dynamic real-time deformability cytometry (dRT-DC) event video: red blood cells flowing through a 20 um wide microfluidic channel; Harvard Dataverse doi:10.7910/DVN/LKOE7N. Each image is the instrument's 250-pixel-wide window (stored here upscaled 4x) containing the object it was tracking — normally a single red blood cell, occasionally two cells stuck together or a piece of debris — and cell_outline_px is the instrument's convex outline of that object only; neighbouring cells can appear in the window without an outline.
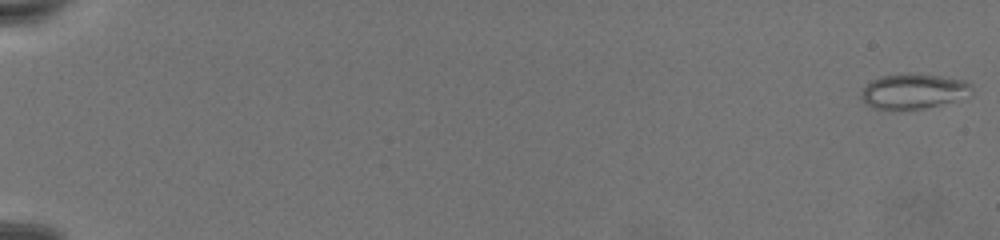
{"species": "common noctule bat (a hibernating species)", "species_latin": "Nyctalus noctula", "temperature_condition": "warm", "stored_images_in_passage": 76, "camera_frame_rate_fps": 3000, "um_per_image_px": 0.085, "animal": {"sex": "female", "body_mass_g": 19.5, "forearm_length_mm": 54.1}, "frame": {"image": 1, "passage_image": 1, "time_ms": 0.0, "image_size_px": [1000, 240], "cell_outline_px": [[972, 96], [924, 108], [872, 108], [860, 96], [860, 92], [872, 80], [884, 76], [912, 72], [940, 76], [964, 80], [972, 84]], "centroid_in_image_um": [77.71, 7.73], "position_along_channel_um": 7.3, "area_um2": 22.37}}
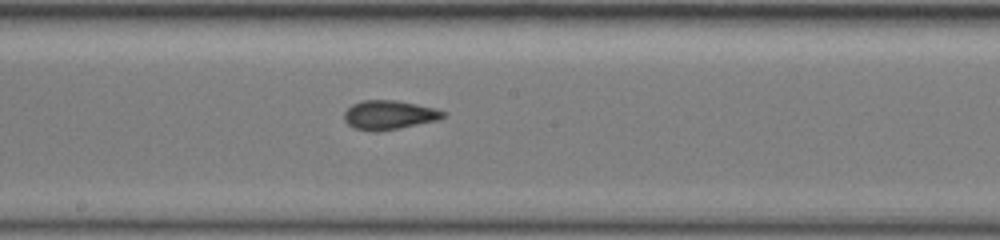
{"frame": {"image": 2, "passage_image": 45, "time_ms": 14.667, "image_size_px": [1000, 240], "cell_outline_px": [[444, 116], [436, 120], [376, 132], [372, 132], [352, 128], [344, 120], [344, 112], [352, 104], [360, 100], [396, 100], [436, 108], [444, 112]], "centroid_in_image_um": [33.0, 9.76], "position_along_channel_um": 215.2, "area_um2": 16.65}}
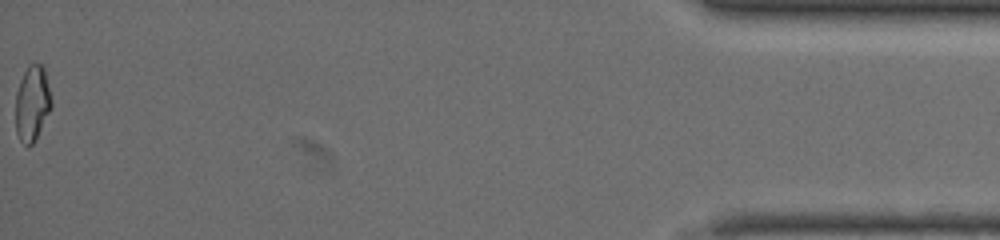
{"frame": {"image": 3, "passage_image": 76, "time_ms": 25.0, "image_size_px": [1000, 240], "cell_outline_px": [[52, 108], [36, 140], [32, 144], [24, 144], [20, 140], [16, 132], [16, 92], [20, 80], [28, 64], [40, 64], [44, 68], [52, 100]], "centroid_in_image_um": [2.75, 8.79], "position_along_channel_um": 432.4, "area_um2": 15.84}}